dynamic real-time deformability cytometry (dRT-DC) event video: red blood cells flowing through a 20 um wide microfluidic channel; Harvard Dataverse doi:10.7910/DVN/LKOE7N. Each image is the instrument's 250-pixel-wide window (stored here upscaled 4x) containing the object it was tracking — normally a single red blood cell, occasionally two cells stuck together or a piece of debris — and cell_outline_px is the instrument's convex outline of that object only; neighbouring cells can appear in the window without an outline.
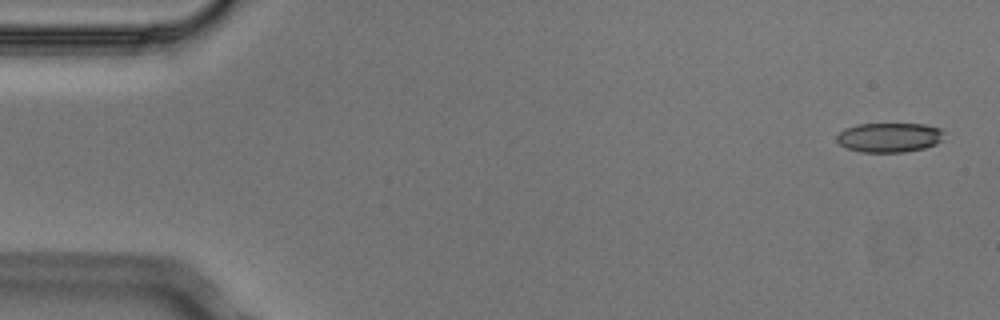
{"species": "Egyptian fruit bat (a non-hibernating species)", "species_latin": "Rousettus aegyptiacus", "temperature_condition": "cold", "stored_images_in_passage": 4, "camera_frame_rate_fps": 3000, "um_per_image_px": 0.085, "animal": {"sex": "male"}, "frame": {"image": 1, "passage_image": 1, "time_ms": 0.0, "image_size_px": [1000, 320], "cell_outline_px": [[944, 140], [936, 144], [924, 148], [904, 152], [860, 152], [848, 148], [840, 144], [836, 140], [836, 136], [840, 132], [856, 124], [924, 124], [940, 128], [944, 132]], "centroid_in_image_um": [75.63, 11.68], "position_along_channel_um": 9.4, "area_um2": 18.5}}
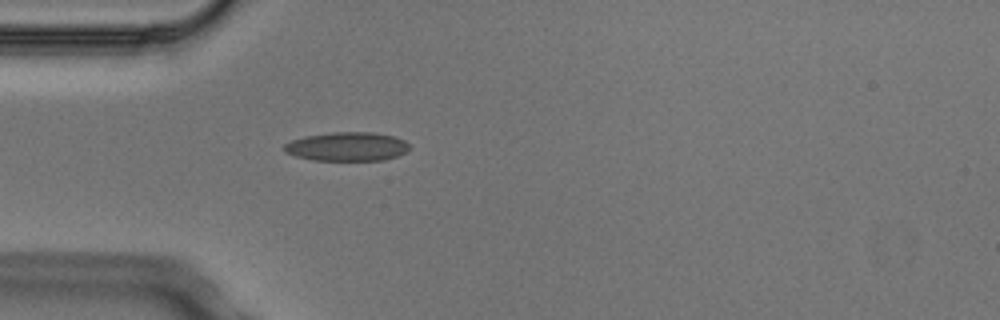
{"frame": {"image": 2, "passage_image": 4, "time_ms": 1.0, "image_size_px": [1000, 320], "cell_outline_px": [[408, 148], [404, 152], [396, 156], [384, 160], [312, 160], [296, 156], [284, 152], [284, 144], [292, 140], [304, 136], [332, 132], [372, 132], [392, 136], [404, 140], [408, 144]], "centroid_in_image_um": [29.46, 12.45], "position_along_channel_um": 55.5, "area_um2": 20.92}}